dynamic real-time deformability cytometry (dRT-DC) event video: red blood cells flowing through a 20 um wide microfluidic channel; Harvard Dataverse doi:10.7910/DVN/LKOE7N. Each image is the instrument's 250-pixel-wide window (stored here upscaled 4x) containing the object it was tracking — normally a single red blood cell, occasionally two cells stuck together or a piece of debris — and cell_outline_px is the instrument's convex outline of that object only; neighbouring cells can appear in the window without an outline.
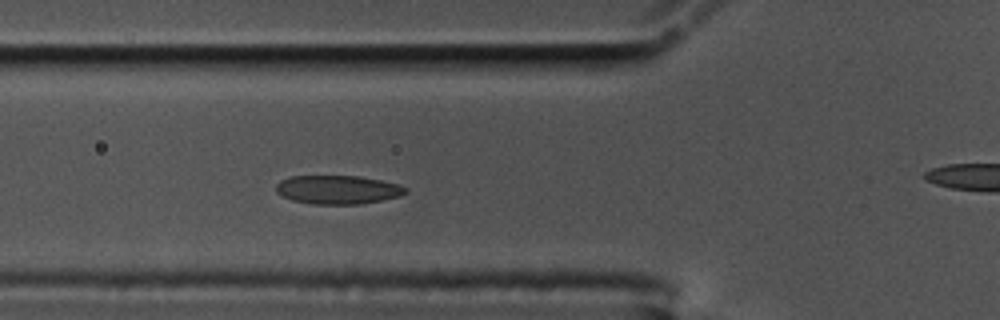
{"species": "common noctule bat (a hibernating species)", "species_latin": "Nyctalus noctula", "temperature_condition": "cold", "stored_images_in_passage": 27, "camera_frame_rate_fps": 3000, "um_per_image_px": 0.085, "animal": {"sex": "male", "body_mass_g": 17.5, "forearm_length_mm": 52.3}, "frame": {"image": 1, "passage_image": 10, "time_ms": 3.0, "image_size_px": [1000, 320], "cell_outline_px": [[408, 192], [400, 196], [360, 204], [312, 204], [292, 200], [276, 192], [276, 184], [280, 180], [288, 176], [360, 176], [380, 180], [396, 184], [408, 188]], "centroid_in_image_um": [28.69, 16.12], "position_along_channel_um": 97.1, "area_um2": 21.62}}
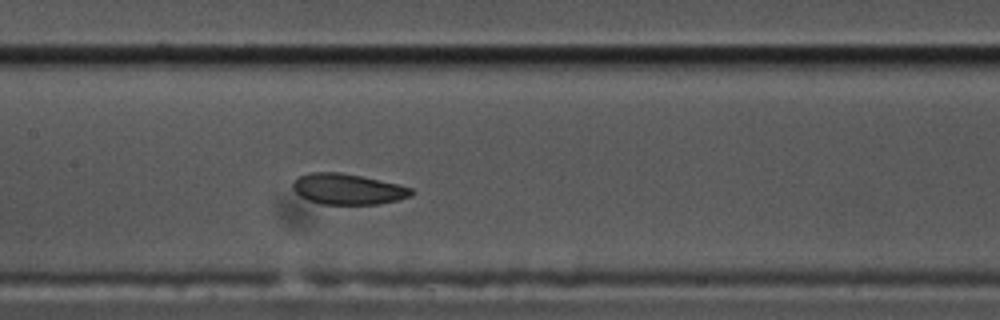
{"frame": {"image": 2, "passage_image": 17, "time_ms": 5.333, "image_size_px": [1000, 320], "cell_outline_px": [[412, 196], [380, 204], [320, 204], [308, 200], [300, 196], [292, 188], [292, 184], [300, 176], [312, 172], [340, 172], [380, 180], [412, 188]], "centroid_in_image_um": [29.55, 16.08], "position_along_channel_um": 177.9, "area_um2": 21.04}}
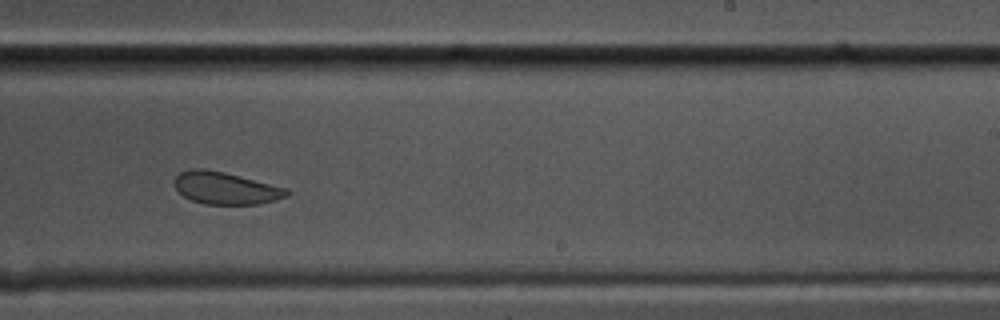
{"frame": {"image": 3, "passage_image": 25, "time_ms": 8.0, "image_size_px": [1000, 320], "cell_outline_px": [[292, 192], [288, 196], [276, 200], [260, 204], [204, 204], [192, 200], [184, 196], [176, 188], [176, 176], [180, 172], [192, 168], [204, 168], [224, 172], [288, 188]], "centroid_in_image_um": [19.23, 15.99], "position_along_channel_um": 269.8, "area_um2": 21.1}}